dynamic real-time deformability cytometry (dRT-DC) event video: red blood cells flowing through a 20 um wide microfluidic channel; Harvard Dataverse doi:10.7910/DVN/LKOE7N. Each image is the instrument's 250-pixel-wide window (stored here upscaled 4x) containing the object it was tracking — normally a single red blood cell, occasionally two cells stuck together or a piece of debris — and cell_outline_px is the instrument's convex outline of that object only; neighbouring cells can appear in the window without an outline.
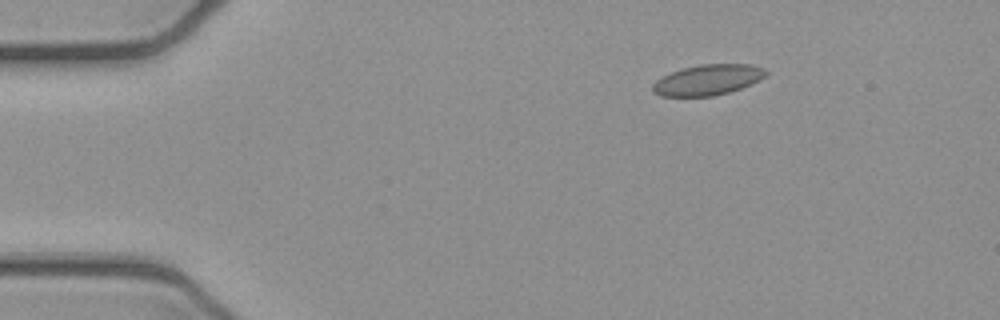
{"species": "common noctule bat (a hibernating species)", "species_latin": "Nyctalus noctula", "temperature_condition": "cold", "stored_images_in_passage": 3, "camera_frame_rate_fps": 3000, "um_per_image_px": 0.085, "animal": {"sex": "female", "body_mass_g": 21.9}, "frame": {"image": 1, "passage_image": 1, "time_ms": 0.0, "image_size_px": [1000, 320], "cell_outline_px": [[768, 72], [760, 80], [752, 84], [728, 92], [712, 96], [660, 96], [652, 92], [652, 84], [656, 80], [672, 72], [684, 68], [700, 64], [752, 64], [764, 68]], "centroid_in_image_um": [60.17, 6.79], "position_along_channel_um": 24.8, "area_um2": 20.11}}
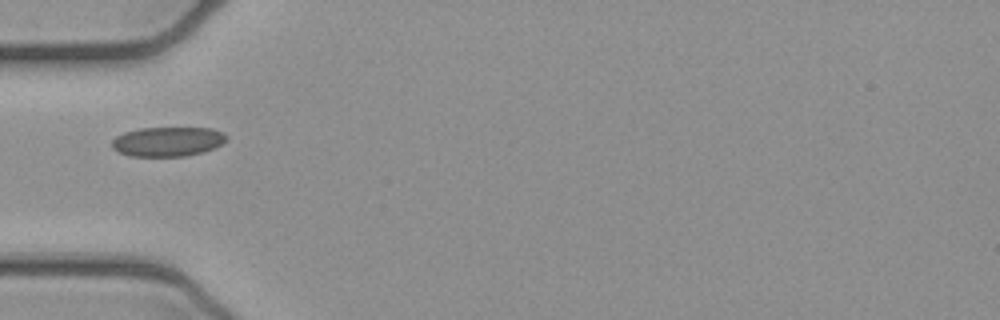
{"frame": {"image": 2, "passage_image": 3, "time_ms": 0.667, "image_size_px": [1000, 320], "cell_outline_px": [[228, 140], [204, 152], [184, 156], [132, 156], [120, 152], [112, 148], [112, 140], [116, 136], [124, 132], [140, 128], [212, 128], [228, 136]], "centroid_in_image_um": [14.25, 12.03], "position_along_channel_um": 70.8, "area_um2": 19.59}}